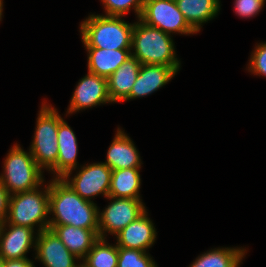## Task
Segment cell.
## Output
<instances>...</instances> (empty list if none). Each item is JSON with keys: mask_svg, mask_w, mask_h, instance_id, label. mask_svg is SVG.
Masks as SVG:
<instances>
[{"mask_svg": "<svg viewBox=\"0 0 266 267\" xmlns=\"http://www.w3.org/2000/svg\"><path fill=\"white\" fill-rule=\"evenodd\" d=\"M99 208L93 201L83 199L61 178L49 183V225H71L98 229Z\"/></svg>", "mask_w": 266, "mask_h": 267, "instance_id": "obj_1", "label": "cell"}, {"mask_svg": "<svg viewBox=\"0 0 266 267\" xmlns=\"http://www.w3.org/2000/svg\"><path fill=\"white\" fill-rule=\"evenodd\" d=\"M137 20L132 32L131 50L134 52L131 51V55L141 64L171 66L178 72L181 63L176 57L172 36Z\"/></svg>", "mask_w": 266, "mask_h": 267, "instance_id": "obj_2", "label": "cell"}, {"mask_svg": "<svg viewBox=\"0 0 266 267\" xmlns=\"http://www.w3.org/2000/svg\"><path fill=\"white\" fill-rule=\"evenodd\" d=\"M134 23H127L122 16L89 15L80 24L85 48L131 49Z\"/></svg>", "mask_w": 266, "mask_h": 267, "instance_id": "obj_3", "label": "cell"}, {"mask_svg": "<svg viewBox=\"0 0 266 267\" xmlns=\"http://www.w3.org/2000/svg\"><path fill=\"white\" fill-rule=\"evenodd\" d=\"M45 189V190H44ZM43 191L39 187L10 195L6 222L17 226H26L37 233L49 227V184ZM38 224V225H37Z\"/></svg>", "mask_w": 266, "mask_h": 267, "instance_id": "obj_4", "label": "cell"}, {"mask_svg": "<svg viewBox=\"0 0 266 267\" xmlns=\"http://www.w3.org/2000/svg\"><path fill=\"white\" fill-rule=\"evenodd\" d=\"M0 181L10 195L33 190L44 183L43 171L35 162L31 152L15 144L7 154Z\"/></svg>", "mask_w": 266, "mask_h": 267, "instance_id": "obj_5", "label": "cell"}, {"mask_svg": "<svg viewBox=\"0 0 266 267\" xmlns=\"http://www.w3.org/2000/svg\"><path fill=\"white\" fill-rule=\"evenodd\" d=\"M63 118L56 108L42 103L37 117L34 137L29 151L35 162L42 169L48 171L57 163L58 158V127Z\"/></svg>", "mask_w": 266, "mask_h": 267, "instance_id": "obj_6", "label": "cell"}, {"mask_svg": "<svg viewBox=\"0 0 266 267\" xmlns=\"http://www.w3.org/2000/svg\"><path fill=\"white\" fill-rule=\"evenodd\" d=\"M140 20L170 35L197 34L178 9L175 0H145Z\"/></svg>", "mask_w": 266, "mask_h": 267, "instance_id": "obj_7", "label": "cell"}, {"mask_svg": "<svg viewBox=\"0 0 266 267\" xmlns=\"http://www.w3.org/2000/svg\"><path fill=\"white\" fill-rule=\"evenodd\" d=\"M107 199L111 200L110 204L98 213L99 237L102 239H105L106 233L118 234L146 211L142 199L114 197Z\"/></svg>", "mask_w": 266, "mask_h": 267, "instance_id": "obj_8", "label": "cell"}, {"mask_svg": "<svg viewBox=\"0 0 266 267\" xmlns=\"http://www.w3.org/2000/svg\"><path fill=\"white\" fill-rule=\"evenodd\" d=\"M112 170L103 162L82 166L79 172L70 178H61L83 199L91 201L99 194L108 197Z\"/></svg>", "mask_w": 266, "mask_h": 267, "instance_id": "obj_9", "label": "cell"}, {"mask_svg": "<svg viewBox=\"0 0 266 267\" xmlns=\"http://www.w3.org/2000/svg\"><path fill=\"white\" fill-rule=\"evenodd\" d=\"M106 103H112L108 94L107 78L88 72L79 80L71 97L67 114Z\"/></svg>", "mask_w": 266, "mask_h": 267, "instance_id": "obj_10", "label": "cell"}, {"mask_svg": "<svg viewBox=\"0 0 266 267\" xmlns=\"http://www.w3.org/2000/svg\"><path fill=\"white\" fill-rule=\"evenodd\" d=\"M35 251V260L38 259L45 267H82L81 262L75 263L80 259L67 249L51 229L37 233Z\"/></svg>", "mask_w": 266, "mask_h": 267, "instance_id": "obj_11", "label": "cell"}, {"mask_svg": "<svg viewBox=\"0 0 266 267\" xmlns=\"http://www.w3.org/2000/svg\"><path fill=\"white\" fill-rule=\"evenodd\" d=\"M34 233L36 232L30 227L8 224L5 221L0 225V257L3 260L27 258L28 250L32 246L35 249L37 233L35 236Z\"/></svg>", "mask_w": 266, "mask_h": 267, "instance_id": "obj_12", "label": "cell"}, {"mask_svg": "<svg viewBox=\"0 0 266 267\" xmlns=\"http://www.w3.org/2000/svg\"><path fill=\"white\" fill-rule=\"evenodd\" d=\"M156 234L154 224L148 217L146 210L141 216L115 235L117 239L116 245L146 252L154 244Z\"/></svg>", "mask_w": 266, "mask_h": 267, "instance_id": "obj_13", "label": "cell"}, {"mask_svg": "<svg viewBox=\"0 0 266 267\" xmlns=\"http://www.w3.org/2000/svg\"><path fill=\"white\" fill-rule=\"evenodd\" d=\"M177 72L171 67L160 64H141L138 77L130 95L124 100L145 97L165 86Z\"/></svg>", "mask_w": 266, "mask_h": 267, "instance_id": "obj_14", "label": "cell"}, {"mask_svg": "<svg viewBox=\"0 0 266 267\" xmlns=\"http://www.w3.org/2000/svg\"><path fill=\"white\" fill-rule=\"evenodd\" d=\"M57 138L59 151L57 163L49 171L54 172V178H63L64 176H70L72 171L78 167L76 160L77 138L64 119L59 122Z\"/></svg>", "mask_w": 266, "mask_h": 267, "instance_id": "obj_15", "label": "cell"}, {"mask_svg": "<svg viewBox=\"0 0 266 267\" xmlns=\"http://www.w3.org/2000/svg\"><path fill=\"white\" fill-rule=\"evenodd\" d=\"M48 229H51L80 261L100 238L99 229H84L71 225H49Z\"/></svg>", "mask_w": 266, "mask_h": 267, "instance_id": "obj_16", "label": "cell"}, {"mask_svg": "<svg viewBox=\"0 0 266 267\" xmlns=\"http://www.w3.org/2000/svg\"><path fill=\"white\" fill-rule=\"evenodd\" d=\"M105 163L111 170L141 168L140 154L130 137L118 128L110 144Z\"/></svg>", "mask_w": 266, "mask_h": 267, "instance_id": "obj_17", "label": "cell"}, {"mask_svg": "<svg viewBox=\"0 0 266 267\" xmlns=\"http://www.w3.org/2000/svg\"><path fill=\"white\" fill-rule=\"evenodd\" d=\"M141 63L132 55L107 78L108 94L114 103L124 101L138 77Z\"/></svg>", "mask_w": 266, "mask_h": 267, "instance_id": "obj_18", "label": "cell"}, {"mask_svg": "<svg viewBox=\"0 0 266 267\" xmlns=\"http://www.w3.org/2000/svg\"><path fill=\"white\" fill-rule=\"evenodd\" d=\"M88 72L108 78L131 56V49L85 48Z\"/></svg>", "mask_w": 266, "mask_h": 267, "instance_id": "obj_19", "label": "cell"}, {"mask_svg": "<svg viewBox=\"0 0 266 267\" xmlns=\"http://www.w3.org/2000/svg\"><path fill=\"white\" fill-rule=\"evenodd\" d=\"M188 24L198 33L201 25L212 20L220 11L219 0H175Z\"/></svg>", "mask_w": 266, "mask_h": 267, "instance_id": "obj_20", "label": "cell"}, {"mask_svg": "<svg viewBox=\"0 0 266 267\" xmlns=\"http://www.w3.org/2000/svg\"><path fill=\"white\" fill-rule=\"evenodd\" d=\"M140 168L112 170L108 197L141 199Z\"/></svg>", "mask_w": 266, "mask_h": 267, "instance_id": "obj_21", "label": "cell"}, {"mask_svg": "<svg viewBox=\"0 0 266 267\" xmlns=\"http://www.w3.org/2000/svg\"><path fill=\"white\" fill-rule=\"evenodd\" d=\"M245 248H214L201 254L189 267H239Z\"/></svg>", "mask_w": 266, "mask_h": 267, "instance_id": "obj_22", "label": "cell"}, {"mask_svg": "<svg viewBox=\"0 0 266 267\" xmlns=\"http://www.w3.org/2000/svg\"><path fill=\"white\" fill-rule=\"evenodd\" d=\"M118 246L110 245L106 238L99 240L82 260V267H117Z\"/></svg>", "mask_w": 266, "mask_h": 267, "instance_id": "obj_23", "label": "cell"}, {"mask_svg": "<svg viewBox=\"0 0 266 267\" xmlns=\"http://www.w3.org/2000/svg\"><path fill=\"white\" fill-rule=\"evenodd\" d=\"M117 267H158L145 251L118 247Z\"/></svg>", "mask_w": 266, "mask_h": 267, "instance_id": "obj_24", "label": "cell"}, {"mask_svg": "<svg viewBox=\"0 0 266 267\" xmlns=\"http://www.w3.org/2000/svg\"><path fill=\"white\" fill-rule=\"evenodd\" d=\"M107 16H125L131 8L140 19L145 0H101Z\"/></svg>", "mask_w": 266, "mask_h": 267, "instance_id": "obj_25", "label": "cell"}, {"mask_svg": "<svg viewBox=\"0 0 266 267\" xmlns=\"http://www.w3.org/2000/svg\"><path fill=\"white\" fill-rule=\"evenodd\" d=\"M248 71L254 75L266 77V42L257 44L252 51Z\"/></svg>", "mask_w": 266, "mask_h": 267, "instance_id": "obj_26", "label": "cell"}, {"mask_svg": "<svg viewBox=\"0 0 266 267\" xmlns=\"http://www.w3.org/2000/svg\"><path fill=\"white\" fill-rule=\"evenodd\" d=\"M235 13L242 18L255 17L262 10L265 0H235Z\"/></svg>", "mask_w": 266, "mask_h": 267, "instance_id": "obj_27", "label": "cell"}, {"mask_svg": "<svg viewBox=\"0 0 266 267\" xmlns=\"http://www.w3.org/2000/svg\"><path fill=\"white\" fill-rule=\"evenodd\" d=\"M10 194L6 187L0 181V225H2L7 218L9 207Z\"/></svg>", "mask_w": 266, "mask_h": 267, "instance_id": "obj_28", "label": "cell"}, {"mask_svg": "<svg viewBox=\"0 0 266 267\" xmlns=\"http://www.w3.org/2000/svg\"><path fill=\"white\" fill-rule=\"evenodd\" d=\"M3 267H35L34 262L28 258L3 260Z\"/></svg>", "mask_w": 266, "mask_h": 267, "instance_id": "obj_29", "label": "cell"}, {"mask_svg": "<svg viewBox=\"0 0 266 267\" xmlns=\"http://www.w3.org/2000/svg\"><path fill=\"white\" fill-rule=\"evenodd\" d=\"M2 12H3V0H0V21L2 19Z\"/></svg>", "mask_w": 266, "mask_h": 267, "instance_id": "obj_30", "label": "cell"}, {"mask_svg": "<svg viewBox=\"0 0 266 267\" xmlns=\"http://www.w3.org/2000/svg\"><path fill=\"white\" fill-rule=\"evenodd\" d=\"M0 267H3V259L0 257Z\"/></svg>", "mask_w": 266, "mask_h": 267, "instance_id": "obj_31", "label": "cell"}]
</instances>
